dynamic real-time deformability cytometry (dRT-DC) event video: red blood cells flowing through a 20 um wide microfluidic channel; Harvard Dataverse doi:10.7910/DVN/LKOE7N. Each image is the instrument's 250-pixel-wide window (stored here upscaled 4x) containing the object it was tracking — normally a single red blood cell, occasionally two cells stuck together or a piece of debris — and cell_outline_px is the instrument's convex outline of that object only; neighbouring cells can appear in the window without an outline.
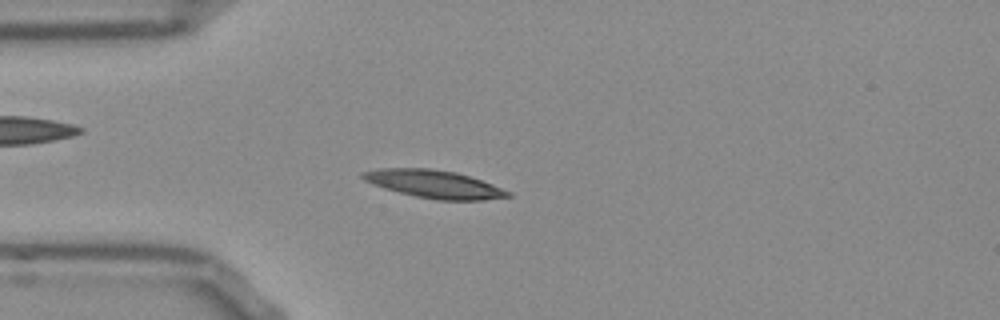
{"species": "Egyptian fruit bat (a non-hibernating species)", "species_latin": "Rousettus aegyptiacus", "temperature_condition": "room temperature", "stored_images_in_passage": 42, "camera_frame_rate_fps": 3000, "um_per_image_px": 0.085, "frame": {"image": 1, "passage_image": 3, "time_ms": 0.667, "image_size_px": [1000, 320], "cell_outline_px": [[512, 196], [484, 200], [436, 200], [416, 196], [384, 188], [372, 184], [364, 180], [360, 176], [360, 172], [380, 168], [432, 168], [456, 172], [492, 184], [512, 192]], "centroid_in_image_um": [36.89, 15.64], "position_along_channel_um": 48.1, "area_um2": 23.58}}
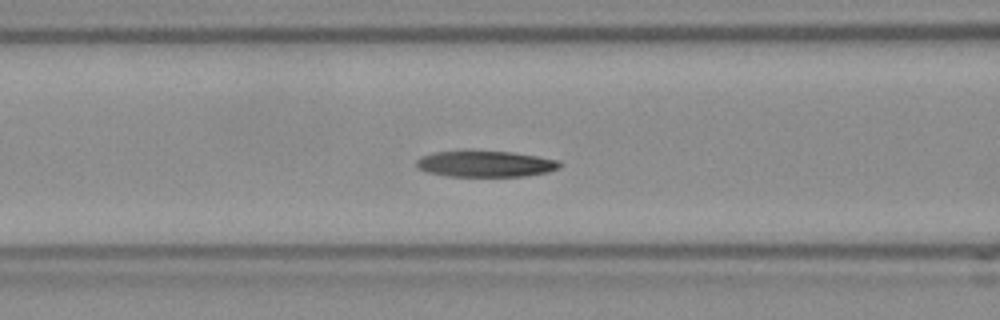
{"frame": {"image": 2, "passage_image": 10, "time_ms": 3.0, "image_size_px": [1000, 320], "cell_outline_px": [[560, 168], [548, 172], [524, 176], [448, 176], [428, 172], [416, 168], [416, 160], [420, 156], [436, 152], [512, 152], [560, 160]], "centroid_in_image_um": [41.27, 13.94], "position_along_channel_um": 125.3, "area_um2": 21.5}}
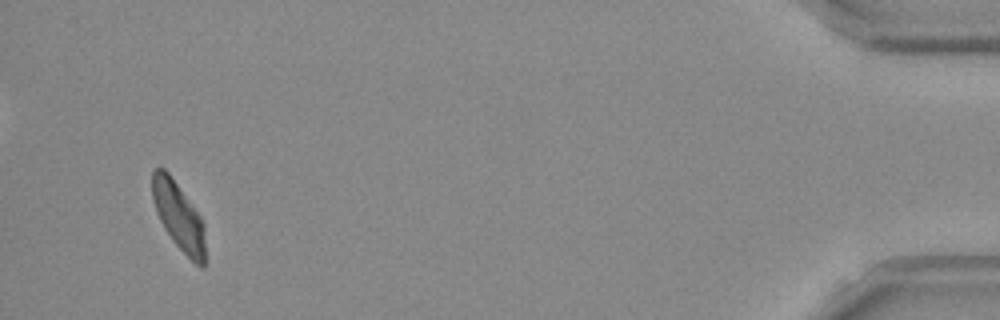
{"frame": {"image": 3, "passage_image": 40, "time_ms": 13.0, "image_size_px": [1000, 320], "cell_outline_px": [[204, 268], [200, 268], [172, 240], [164, 228], [156, 212], [152, 200], [152, 172], [156, 168], [164, 168], [168, 172], [200, 216], [204, 224]], "centroid_in_image_um": [15.16, 18.37], "position_along_channel_um": 420.0, "area_um2": 20.58}, "authors_computed_cell_mechanics": {"area_um2": 22.3108, "velocity_mm_per_s": 3.7674, "shape_relaxation_time_tau1_ms": null, "shape_relaxation_time_tau2_ms": 6.1226, "deformation_change_tau1": null, "deformation_change_tau2": 0.1421}}